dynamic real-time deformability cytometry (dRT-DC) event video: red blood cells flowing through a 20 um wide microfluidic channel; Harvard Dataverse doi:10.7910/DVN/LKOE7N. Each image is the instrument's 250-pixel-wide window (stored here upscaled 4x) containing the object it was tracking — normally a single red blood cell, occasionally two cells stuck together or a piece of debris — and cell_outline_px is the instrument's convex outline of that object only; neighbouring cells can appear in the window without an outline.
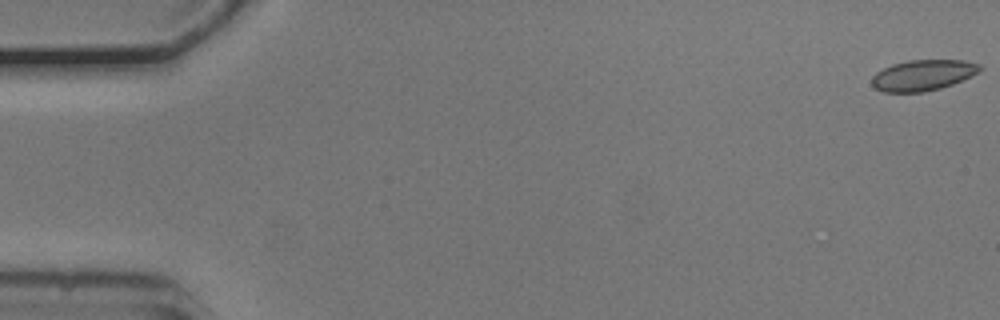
{"species": "common noctule bat (a hibernating species)", "species_latin": "Nyctalus noctula", "temperature_condition": "cold", "stored_images_in_passage": 8, "camera_frame_rate_fps": 3000, "um_per_image_px": 0.085, "animal": {"sex": "male", "body_mass_g": 20.5, "forearm_length_mm": 52.5}, "frame": {"image": 1, "passage_image": 1, "time_ms": 0.0, "image_size_px": [1000, 320], "cell_outline_px": [[984, 68], [952, 84], [940, 88], [924, 92], [884, 92], [876, 88], [872, 84], [872, 76], [876, 72], [892, 64], [908, 60], [964, 60], [980, 64]], "centroid_in_image_um": [78.42, 6.38], "position_along_channel_um": 6.6, "area_um2": 19.19}}